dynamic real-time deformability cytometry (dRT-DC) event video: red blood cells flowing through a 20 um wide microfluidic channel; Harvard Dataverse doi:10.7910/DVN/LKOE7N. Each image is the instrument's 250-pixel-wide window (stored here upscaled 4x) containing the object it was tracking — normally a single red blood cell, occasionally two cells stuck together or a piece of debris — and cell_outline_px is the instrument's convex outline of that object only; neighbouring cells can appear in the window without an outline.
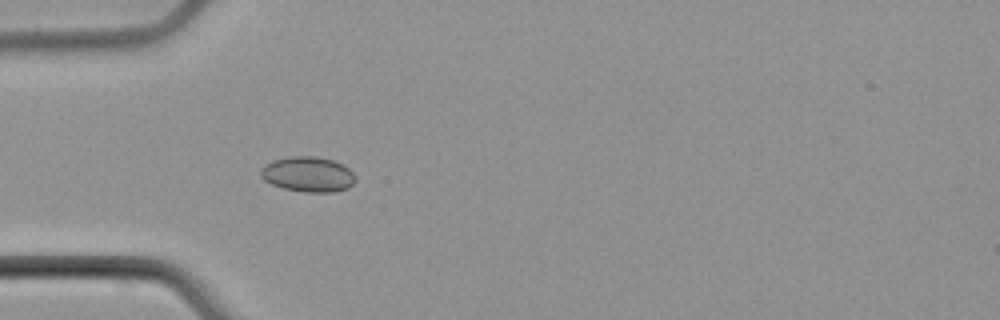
{"species": "common noctule bat (a hibernating species)", "species_latin": "Nyctalus noctula", "temperature_condition": "cold", "stored_images_in_passage": 4, "camera_frame_rate_fps": 3000, "um_per_image_px": 0.085, "animal": {"sex": "male", "body_mass_g": 21.5, "forearm_length_mm": 52.0}, "frame": {"image": 1, "passage_image": 4, "time_ms": 3.667, "image_size_px": [1000, 320], "cell_outline_px": [[356, 180], [348, 188], [332, 192], [304, 192], [284, 188], [272, 184], [264, 180], [260, 176], [260, 168], [264, 164], [272, 160], [292, 156], [316, 156], [332, 160], [348, 168], [352, 172]], "centroid_in_image_um": [26.14, 14.81], "position_along_channel_um": 58.9, "area_um2": 19.42}}